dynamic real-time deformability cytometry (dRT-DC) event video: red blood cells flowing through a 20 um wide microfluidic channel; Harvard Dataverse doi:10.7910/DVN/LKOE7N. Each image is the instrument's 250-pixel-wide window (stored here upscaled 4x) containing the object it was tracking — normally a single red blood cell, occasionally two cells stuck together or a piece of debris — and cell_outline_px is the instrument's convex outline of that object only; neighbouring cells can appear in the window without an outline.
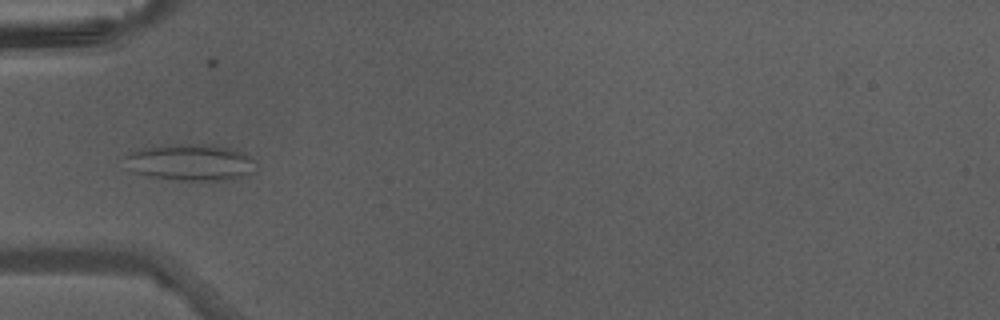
{"species": "Egyptian fruit bat (a non-hibernating species)", "species_latin": "Rousettus aegyptiacus", "temperature_condition": "warm", "stored_images_in_passage": 24, "camera_frame_rate_fps": 3000, "um_per_image_px": 0.085, "animal": {"sex": "male"}, "frame": {"image": 1, "passage_image": 4, "time_ms": 1.0, "image_size_px": [1000, 320], "cell_outline_px": [[252, 172], [248, 176], [224, 180], [180, 180], [152, 176], [136, 172], [124, 156], [128, 152], [144, 148], [188, 144], [216, 144], [240, 152], [248, 156], [252, 160]], "centroid_in_image_um": [16.23, 13.8], "position_along_channel_um": 68.8, "area_um2": 26.99}}